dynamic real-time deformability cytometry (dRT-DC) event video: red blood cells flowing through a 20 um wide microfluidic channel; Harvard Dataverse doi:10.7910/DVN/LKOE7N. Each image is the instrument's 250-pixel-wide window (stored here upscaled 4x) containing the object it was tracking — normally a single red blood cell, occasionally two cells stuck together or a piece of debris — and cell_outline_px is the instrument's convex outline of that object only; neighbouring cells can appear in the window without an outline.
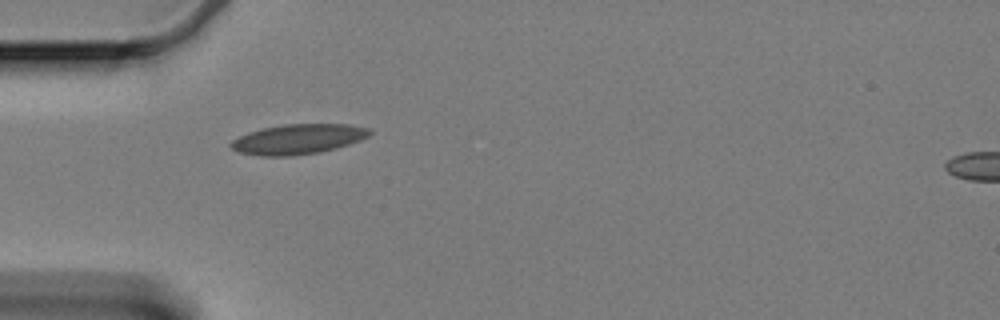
{"species": "Egyptian fruit bat (a non-hibernating species)", "species_latin": "Rousettus aegyptiacus", "temperature_condition": "cold", "stored_images_in_passage": 4, "camera_frame_rate_fps": 3000, "um_per_image_px": 0.085, "animal": {"sex": "female"}, "frame": {"image": 1, "passage_image": 1, "time_ms": 0.0, "image_size_px": [1000, 320], "cell_outline_px": [[372, 132], [368, 136], [360, 140], [336, 148], [320, 152], [292, 156], [260, 156], [236, 152], [228, 144], [232, 140], [248, 132], [264, 128], [284, 124], [348, 124], [368, 128]], "centroid_in_image_um": [25.3, 11.83], "position_along_channel_um": 59.7, "area_um2": 24.28}}
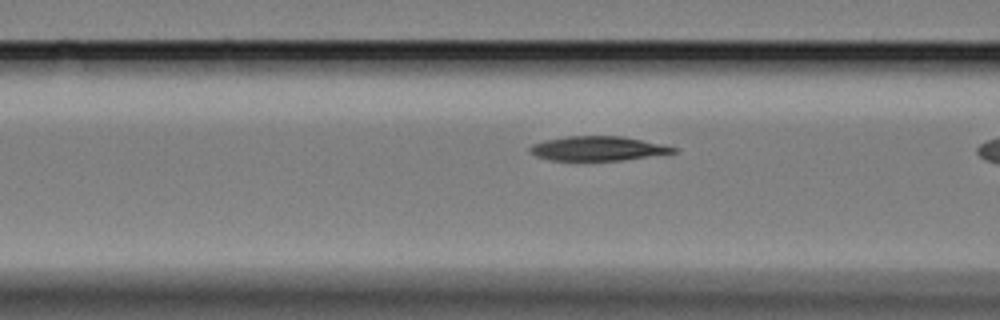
{"frame": {"image": 2, "passage_image": 3, "time_ms": 0.667, "image_size_px": [1000, 320], "cell_outline_px": [[680, 152], [620, 160], [552, 160], [536, 156], [528, 152], [528, 148], [532, 144], [544, 140], [568, 136], [624, 136], [680, 148]], "centroid_in_image_um": [50.83, 12.61], "position_along_channel_um": 115.8, "area_um2": 20.46}}